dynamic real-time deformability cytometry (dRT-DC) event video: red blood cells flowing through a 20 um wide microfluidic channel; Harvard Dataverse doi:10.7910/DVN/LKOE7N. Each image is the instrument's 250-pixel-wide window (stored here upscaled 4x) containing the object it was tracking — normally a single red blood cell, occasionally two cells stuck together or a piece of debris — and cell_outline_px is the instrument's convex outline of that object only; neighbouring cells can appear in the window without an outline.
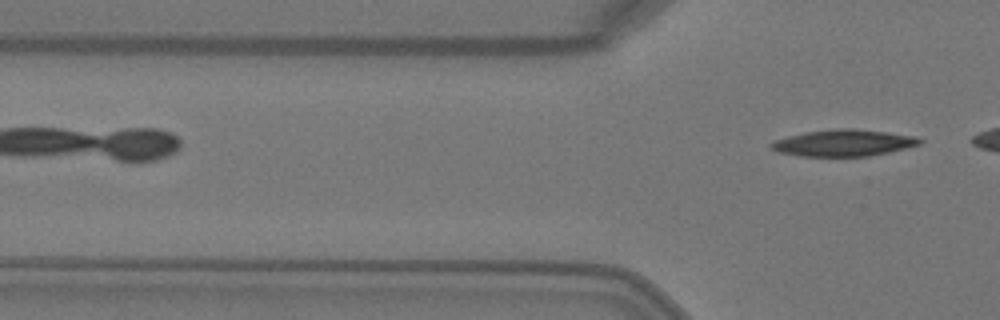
{"species": "Egyptian fruit bat (a non-hibernating species)", "species_latin": "Rousettus aegyptiacus", "temperature_condition": "warm", "stored_images_in_passage": 2, "camera_frame_rate_fps": 3000, "um_per_image_px": 0.085, "animal": {"sex": "female"}, "frame": {"image": 1, "passage_image": 2, "time_ms": 0.333, "image_size_px": [1000, 320], "cell_outline_px": [[924, 140], [920, 144], [888, 152], [868, 156], [800, 156], [780, 152], [772, 148], [768, 144], [772, 140], [788, 136], [808, 132], [836, 128], [856, 128], [916, 136]], "centroid_in_image_um": [71.7, 12.14], "position_along_channel_um": 54.1, "area_um2": 22.95}}